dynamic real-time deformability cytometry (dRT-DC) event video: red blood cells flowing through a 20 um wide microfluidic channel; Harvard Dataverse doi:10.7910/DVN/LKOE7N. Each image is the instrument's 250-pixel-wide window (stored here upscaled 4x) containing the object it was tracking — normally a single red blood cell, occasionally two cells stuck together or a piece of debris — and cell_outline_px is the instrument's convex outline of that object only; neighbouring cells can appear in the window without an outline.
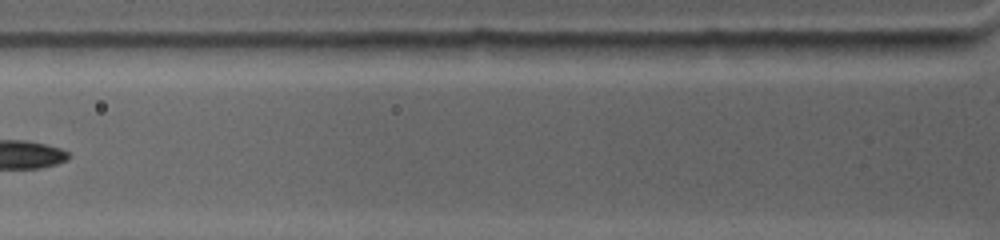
{"species": "common noctule bat (a hibernating species)", "species_latin": "Nyctalus noctula", "temperature_condition": "warm", "stored_images_in_passage": 3, "camera_frame_rate_fps": 4500, "um_per_image_px": 0.085, "animal": {"sex": "female", "body_mass_g": 19.0, "forearm_length_mm": 53.3}, "frame": {"image": 1, "passage_image": 3, "time_ms": 0.444, "image_size_px": [1000, 240], "cell_outline_px": [[616, 44], [596, 60], [548, 60], [516, 44], [556, 40], [564, 40]], "centroid_in_image_um": [48.27, 4.23], "position_along_channel_um": 77.5, "area_um2": 10.12}}